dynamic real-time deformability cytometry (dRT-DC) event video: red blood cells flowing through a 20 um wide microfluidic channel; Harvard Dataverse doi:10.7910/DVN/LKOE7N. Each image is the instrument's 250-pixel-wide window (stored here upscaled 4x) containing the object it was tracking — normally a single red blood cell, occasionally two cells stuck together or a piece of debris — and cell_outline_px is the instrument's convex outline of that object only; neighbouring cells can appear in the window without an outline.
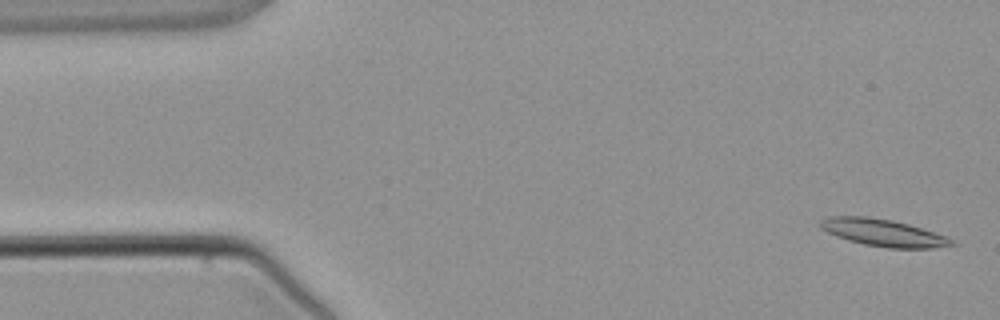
{"species": "common noctule bat (a hibernating species)", "species_latin": "Nyctalus noctula", "temperature_condition": "warm", "stored_images_in_passage": 4, "camera_frame_rate_fps": 3000, "um_per_image_px": 0.085, "animal": {"sex": "male", "body_mass_g": 21.5, "forearm_length_mm": 52.0}, "frame": {"image": 1, "passage_image": 1, "time_ms": 0.0, "image_size_px": [1000, 320], "cell_outline_px": [[956, 244], [932, 248], [888, 248], [864, 244], [848, 240], [836, 236], [820, 228], [820, 220], [828, 216], [868, 216], [892, 220], [908, 224], [948, 236]], "centroid_in_image_um": [75.06, 19.77], "position_along_channel_um": 9.9, "area_um2": 20.75}}
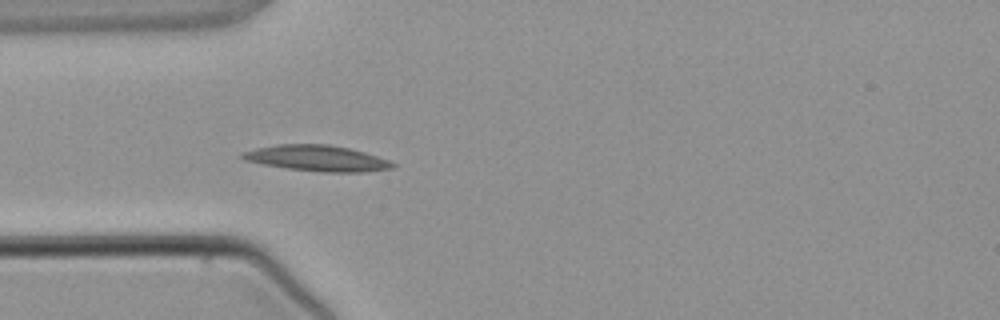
{"frame": {"image": 2, "passage_image": 4, "time_ms": 3.667, "image_size_px": [1000, 320], "cell_outline_px": [[396, 164], [392, 168], [364, 172], [324, 172], [288, 168], [260, 164], [244, 160], [236, 156], [244, 152], [256, 148], [276, 144], [328, 144], [348, 148], [364, 152], [388, 160]], "centroid_in_image_um": [26.89, 13.45], "position_along_channel_um": 58.1, "area_um2": 22.6}}